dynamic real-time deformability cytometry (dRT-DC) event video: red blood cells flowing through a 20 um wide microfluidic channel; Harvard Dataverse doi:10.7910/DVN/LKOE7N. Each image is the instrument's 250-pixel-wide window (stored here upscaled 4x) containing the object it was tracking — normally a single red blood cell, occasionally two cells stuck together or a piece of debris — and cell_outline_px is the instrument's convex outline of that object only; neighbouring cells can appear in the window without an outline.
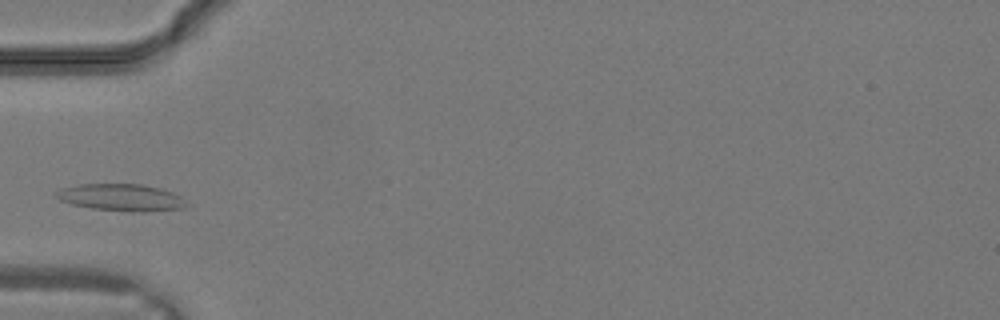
{"species": "common noctule bat (a hibernating species)", "species_latin": "Nyctalus noctula", "temperature_condition": "warm", "stored_images_in_passage": 8, "camera_frame_rate_fps": 3000, "um_per_image_px": 0.085, "animal": {"sex": "male", "body_mass_g": 19.2, "forearm_length_mm": 51.8}, "frame": {"image": 1, "passage_image": 5, "time_ms": 1.333, "image_size_px": [1000, 320], "cell_outline_px": [[188, 204], [184, 208], [144, 212], [132, 212], [92, 208], [72, 204], [60, 200], [52, 196], [52, 192], [60, 188], [80, 184], [140, 184], [160, 188], [172, 192], [180, 196]], "centroid_in_image_um": [10.25, 16.78], "position_along_channel_um": 74.7, "area_um2": 20.69}}
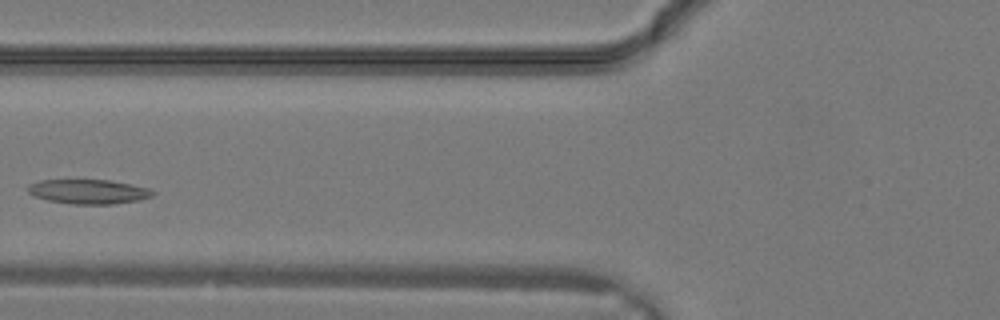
{"frame": {"image": 2, "passage_image": 7, "time_ms": 2.0, "image_size_px": [1000, 320], "cell_outline_px": [[156, 192], [152, 196], [140, 200], [112, 204], [72, 204], [48, 200], [32, 196], [28, 192], [28, 184], [40, 180], [108, 180], [148, 188]], "centroid_in_image_um": [7.49, 16.29], "position_along_channel_um": 118.3, "area_um2": 17.74}}